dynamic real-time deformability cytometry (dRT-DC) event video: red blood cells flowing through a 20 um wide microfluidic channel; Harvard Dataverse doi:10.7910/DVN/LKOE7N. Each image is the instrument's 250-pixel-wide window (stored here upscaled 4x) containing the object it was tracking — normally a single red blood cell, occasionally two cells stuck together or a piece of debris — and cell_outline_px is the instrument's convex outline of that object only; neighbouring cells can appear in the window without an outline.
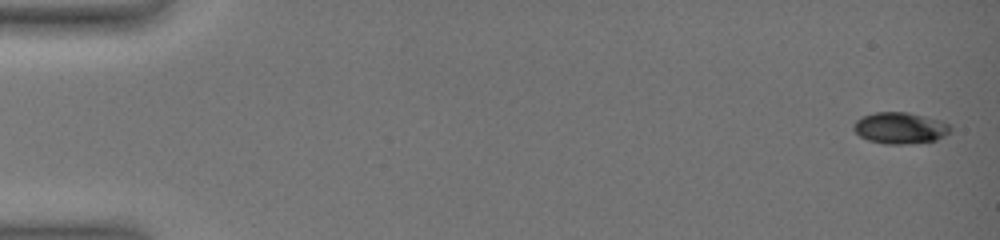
{"species": "common noctule bat (a hibernating species)", "species_latin": "Nyctalus noctula", "temperature_condition": "warm", "stored_images_in_passage": 8, "camera_frame_rate_fps": 3000, "um_per_image_px": 0.085, "animal": {"sex": "female", "body_mass_g": 19.0, "forearm_length_mm": 51.5}, "frame": {"image": 1, "passage_image": 1, "time_ms": 0.0, "image_size_px": [1000, 240], "cell_outline_px": [[952, 128], [944, 136], [936, 140], [908, 144], [884, 144], [868, 140], [860, 136], [852, 128], [856, 120], [864, 116], [876, 112], [908, 112], [940, 120], [948, 124]], "centroid_in_image_um": [76.5, 10.88], "position_along_channel_um": 8.5, "area_um2": 17.63}}
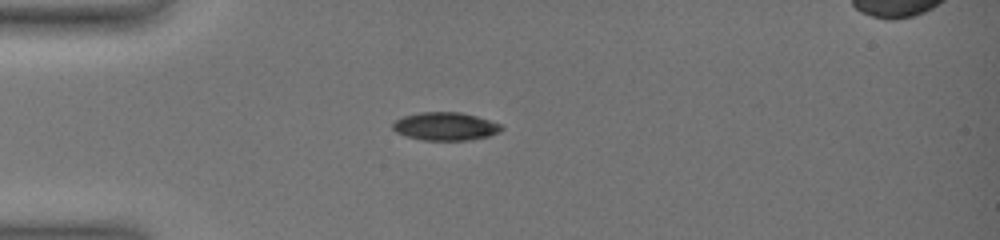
{"frame": {"image": 2, "passage_image": 5, "time_ms": 5.0, "image_size_px": [1000, 240], "cell_outline_px": [[504, 128], [500, 132], [488, 136], [472, 140], [424, 140], [404, 136], [396, 132], [392, 128], [392, 124], [396, 120], [404, 116], [420, 112], [460, 112], [476, 116], [500, 124]], "centroid_in_image_um": [37.85, 10.74], "position_along_channel_um": 47.2, "area_um2": 17.8}}
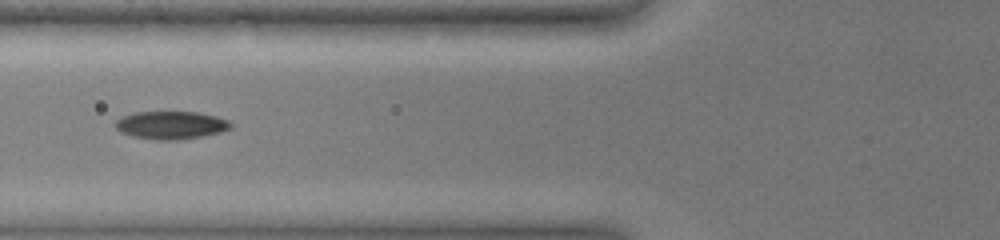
{"frame": {"image": 3, "passage_image": 7, "time_ms": 7.333, "image_size_px": [1000, 240], "cell_outline_px": [[232, 128], [220, 132], [180, 140], [156, 140], [132, 136], [120, 132], [116, 128], [116, 120], [124, 116], [136, 112], [196, 112], [216, 116], [228, 120], [232, 124]], "centroid_in_image_um": [14.54, 10.64], "position_along_channel_um": 111.3, "area_um2": 18.67}}